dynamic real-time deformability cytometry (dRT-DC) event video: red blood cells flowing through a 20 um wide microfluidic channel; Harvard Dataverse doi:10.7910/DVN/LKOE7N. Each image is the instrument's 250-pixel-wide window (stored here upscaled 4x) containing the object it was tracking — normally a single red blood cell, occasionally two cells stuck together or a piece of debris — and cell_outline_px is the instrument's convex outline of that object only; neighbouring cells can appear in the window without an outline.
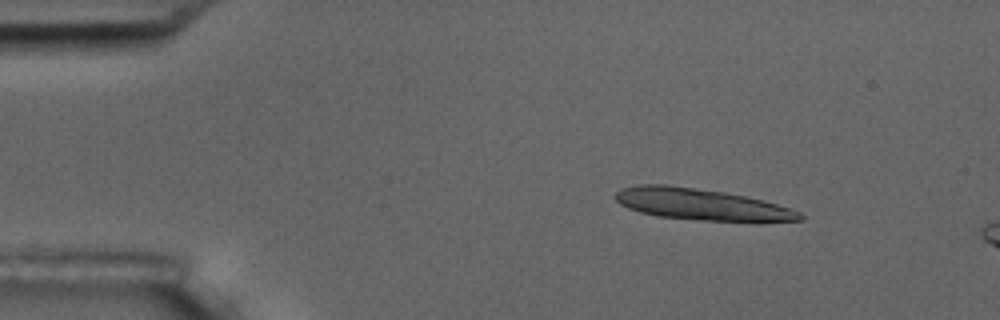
{"species": "common noctule bat (a hibernating species)", "species_latin": "Nyctalus noctula", "temperature_condition": "room temperature", "stored_images_in_passage": 5, "camera_frame_rate_fps": 3000, "um_per_image_px": 0.085, "animal": {"sex": "male", "body_mass_g": 17.5, "forearm_length_mm": 52.3}, "frame": {"image": 1, "passage_image": 2, "time_ms": 0.333, "image_size_px": [1000, 320], "cell_outline_px": [[804, 220], [700, 220], [660, 216], [640, 212], [628, 208], [620, 204], [612, 196], [620, 188], [640, 184], [668, 184], [724, 192], [744, 196], [776, 204], [800, 212], [804, 216]], "centroid_in_image_um": [59.48, 17.34], "position_along_channel_um": 25.5, "area_um2": 33.12}}
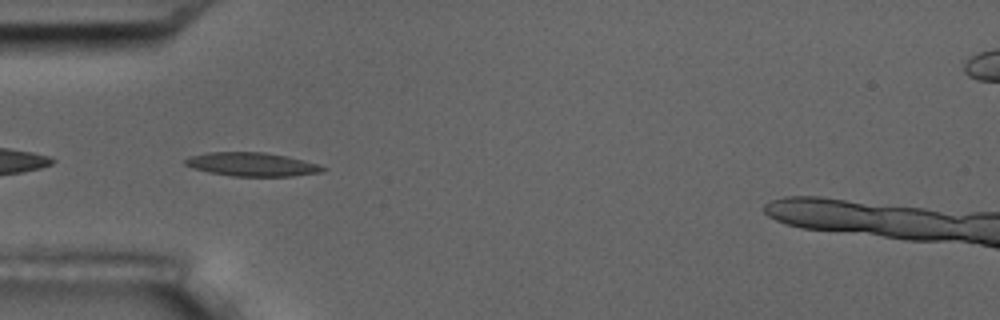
{"frame": {"image": 2, "passage_image": 5, "time_ms": 1.333, "image_size_px": [1000, 320], "cell_outline_px": [[328, 168], [320, 172], [292, 176], [232, 176], [208, 172], [192, 168], [184, 164], [184, 160], [188, 156], [204, 152], [264, 152], [288, 156], [316, 164]], "centroid_in_image_um": [21.34, 13.96], "position_along_channel_um": 63.7, "area_um2": 19.02}}